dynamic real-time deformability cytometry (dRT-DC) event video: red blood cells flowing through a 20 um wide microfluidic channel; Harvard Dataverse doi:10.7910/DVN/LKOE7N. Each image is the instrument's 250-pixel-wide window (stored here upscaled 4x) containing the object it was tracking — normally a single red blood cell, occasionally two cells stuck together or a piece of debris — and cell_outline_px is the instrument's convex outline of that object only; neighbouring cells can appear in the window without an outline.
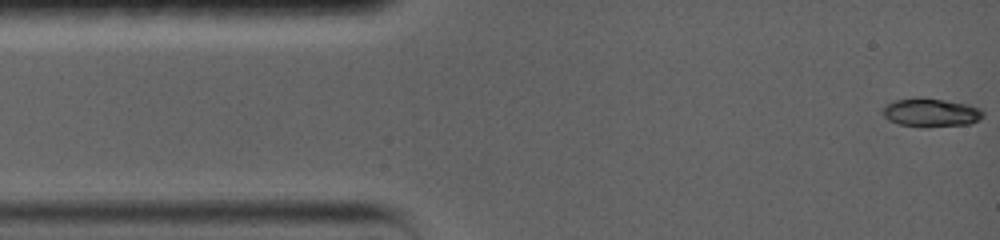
{"species": "common noctule bat (a hibernating species)", "species_latin": "Nyctalus noctula", "temperature_condition": "warm", "stored_images_in_passage": 6, "camera_frame_rate_fps": 5000, "um_per_image_px": 0.085, "animal": {"sex": "female", "body_mass_g": 19.0, "forearm_length_mm": 56.7}, "frame": {"image": 1, "passage_image": 1, "time_ms": 0.0, "image_size_px": [1000, 240], "cell_outline_px": [[984, 116], [968, 124], [900, 124], [888, 120], [880, 112], [888, 104], [896, 100], [920, 96], [944, 100], [964, 104], [980, 108], [984, 112]], "centroid_in_image_um": [79.09, 9.5], "position_along_channel_um": 5.9, "area_um2": 15.78}}
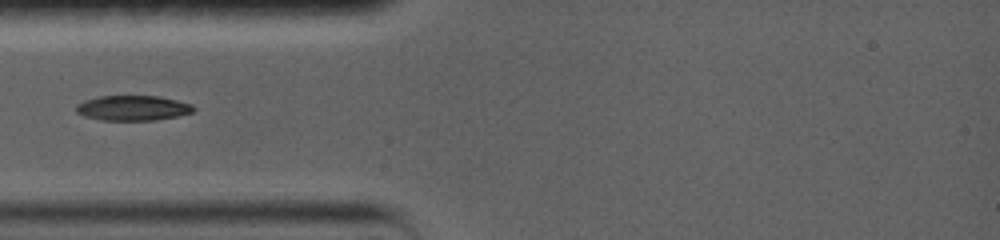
{"frame": {"image": 2, "passage_image": 5, "time_ms": 4.0, "image_size_px": [1000, 240], "cell_outline_px": [[196, 108], [192, 112], [176, 116], [156, 120], [100, 120], [84, 116], [76, 112], [76, 104], [84, 100], [100, 96], [160, 96], [192, 104]], "centroid_in_image_um": [11.27, 9.18], "position_along_channel_um": 73.7, "area_um2": 17.17}}
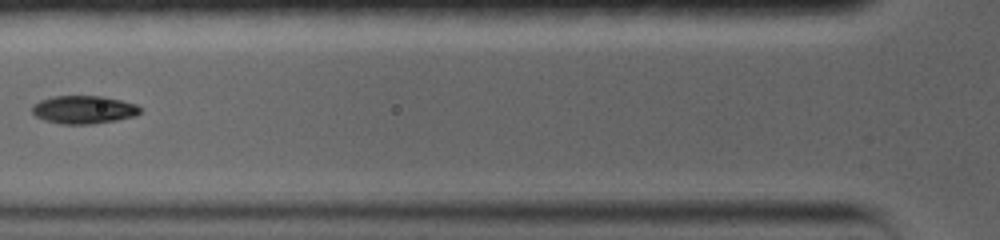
{"frame": {"image": 3, "passage_image": 6, "time_ms": 5.2, "image_size_px": [1000, 240], "cell_outline_px": [[140, 112], [136, 116], [116, 120], [92, 124], [60, 124], [44, 120], [36, 116], [32, 112], [32, 108], [40, 100], [52, 96], [104, 96], [136, 104], [140, 108]], "centroid_in_image_um": [7.12, 9.32], "position_along_channel_um": 118.7, "area_um2": 17.63}}